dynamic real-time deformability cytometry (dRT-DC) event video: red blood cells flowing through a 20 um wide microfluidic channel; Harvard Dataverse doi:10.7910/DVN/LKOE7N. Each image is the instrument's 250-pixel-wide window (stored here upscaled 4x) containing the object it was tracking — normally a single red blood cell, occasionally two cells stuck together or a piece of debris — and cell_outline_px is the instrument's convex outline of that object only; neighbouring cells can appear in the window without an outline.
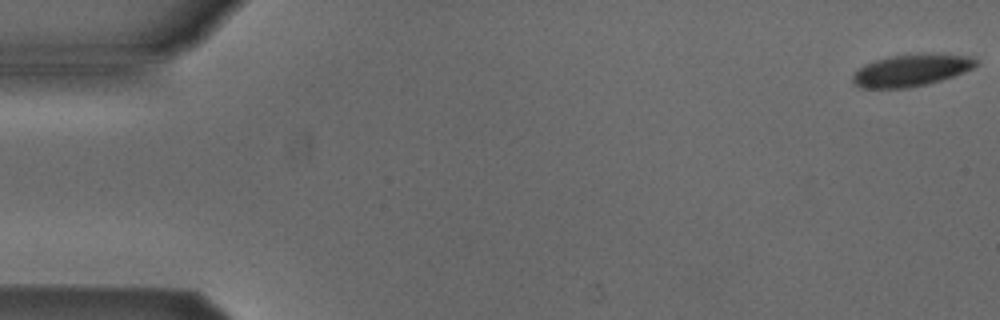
{"species": "Egyptian fruit bat (a non-hibernating species)", "species_latin": "Rousettus aegyptiacus", "temperature_condition": "cold", "stored_images_in_passage": 9, "camera_frame_rate_fps": 3000, "um_per_image_px": 0.085, "animal": {"sex": "male"}, "frame": {"image": 1, "passage_image": 1, "time_ms": 0.0, "image_size_px": [1000, 320], "cell_outline_px": [[976, 64], [972, 68], [964, 72], [928, 84], [908, 88], [860, 88], [852, 84], [852, 76], [864, 64], [888, 56], [972, 56], [976, 60]], "centroid_in_image_um": [77.35, 6.03], "position_along_channel_um": 7.6, "area_um2": 22.02}}